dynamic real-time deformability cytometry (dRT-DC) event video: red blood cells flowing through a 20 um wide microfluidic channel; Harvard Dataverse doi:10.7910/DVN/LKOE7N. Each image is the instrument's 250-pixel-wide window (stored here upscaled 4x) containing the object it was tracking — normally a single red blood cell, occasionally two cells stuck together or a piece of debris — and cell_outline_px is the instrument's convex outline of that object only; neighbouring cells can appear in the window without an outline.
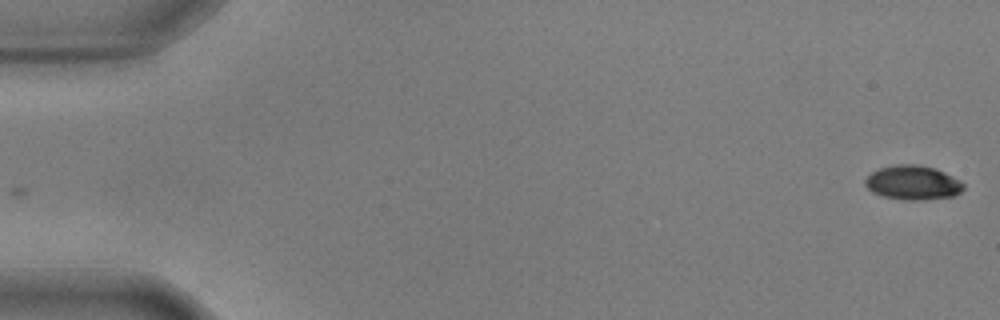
{"species": "common noctule bat (a hibernating species)", "species_latin": "Nyctalus noctula", "temperature_condition": "warm", "stored_images_in_passage": 56, "camera_frame_rate_fps": 3000, "um_per_image_px": 0.085, "animal": {"sex": "male", "body_mass_g": 17.9, "forearm_length_mm": 54.2}, "frame": {"image": 1, "passage_image": 1, "time_ms": 0.0, "image_size_px": [1000, 320], "cell_outline_px": [[964, 188], [956, 196], [924, 200], [904, 200], [884, 196], [872, 192], [864, 184], [864, 180], [872, 172], [880, 168], [896, 164], [920, 164], [936, 168], [960, 180], [964, 184]], "centroid_in_image_um": [77.61, 15.52], "position_along_channel_um": 7.4, "area_um2": 19.83}}
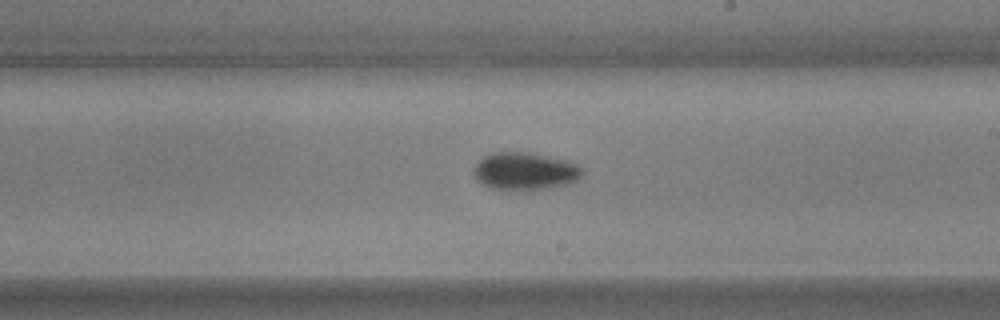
{"frame": {"image": 2, "passage_image": 33, "time_ms": 10.667, "image_size_px": [1000, 320], "cell_outline_px": [[584, 172], [576, 180], [568, 184], [524, 192], [492, 188], [476, 180], [472, 172], [472, 168], [484, 156], [492, 152], [528, 152], [564, 160], [580, 164], [584, 168]], "centroid_in_image_um": [44.61, 14.57], "position_along_channel_um": 244.4, "area_um2": 24.16}}
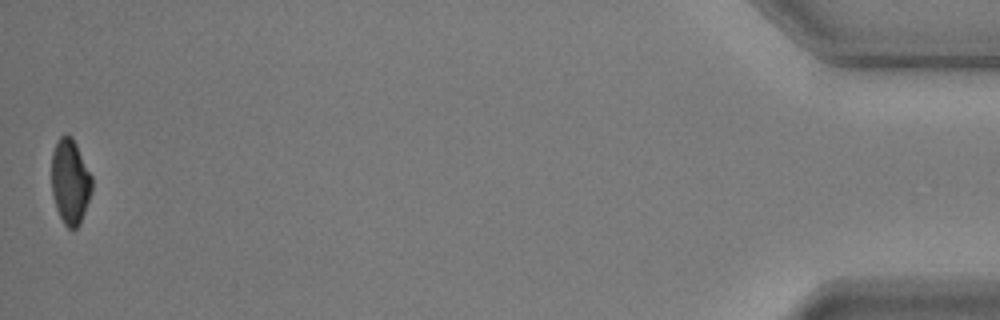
{"frame": {"image": 3, "passage_image": 56, "time_ms": 18.333, "image_size_px": [1000, 320], "cell_outline_px": [[92, 192], [80, 224], [72, 232], [64, 224], [56, 208], [52, 192], [52, 152], [60, 136], [72, 136], [92, 176]], "centroid_in_image_um": [5.98, 15.48], "position_along_channel_um": 429.2, "area_um2": 20.0}, "authors_computed_cell_mechanics": {"area_um2": 21.7328, "velocity_mm_per_s": 3.5909, "shape_relaxation_time_tau1_ms": 3.1297, "shape_relaxation_time_tau2_ms": 7.0445, "deformation_change_tau1": 0.1456, "deformation_change_tau2": 0.0751}}